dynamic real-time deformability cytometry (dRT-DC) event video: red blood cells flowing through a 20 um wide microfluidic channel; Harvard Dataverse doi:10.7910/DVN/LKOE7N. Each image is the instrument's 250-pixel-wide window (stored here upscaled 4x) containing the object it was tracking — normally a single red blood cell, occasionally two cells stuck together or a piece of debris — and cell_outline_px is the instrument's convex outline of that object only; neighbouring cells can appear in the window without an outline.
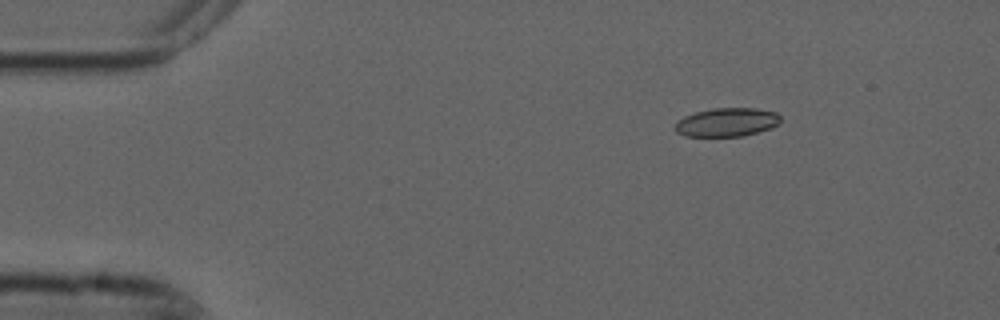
{"species": "common noctule bat (a hibernating species)", "species_latin": "Nyctalus noctula", "temperature_condition": "cold", "stored_images_in_passage": 4, "camera_frame_rate_fps": 3000, "um_per_image_px": 0.085, "animal": {"sex": "male", "forearm_length_mm": 52.5}, "frame": {"image": 1, "passage_image": 1, "time_ms": 0.0, "image_size_px": [1000, 320], "cell_outline_px": [[780, 124], [772, 128], [744, 136], [684, 136], [676, 132], [676, 124], [684, 116], [696, 112], [712, 108], [756, 108], [776, 112], [780, 116]], "centroid_in_image_um": [61.83, 10.39], "position_along_channel_um": 23.2, "area_um2": 17.63}}